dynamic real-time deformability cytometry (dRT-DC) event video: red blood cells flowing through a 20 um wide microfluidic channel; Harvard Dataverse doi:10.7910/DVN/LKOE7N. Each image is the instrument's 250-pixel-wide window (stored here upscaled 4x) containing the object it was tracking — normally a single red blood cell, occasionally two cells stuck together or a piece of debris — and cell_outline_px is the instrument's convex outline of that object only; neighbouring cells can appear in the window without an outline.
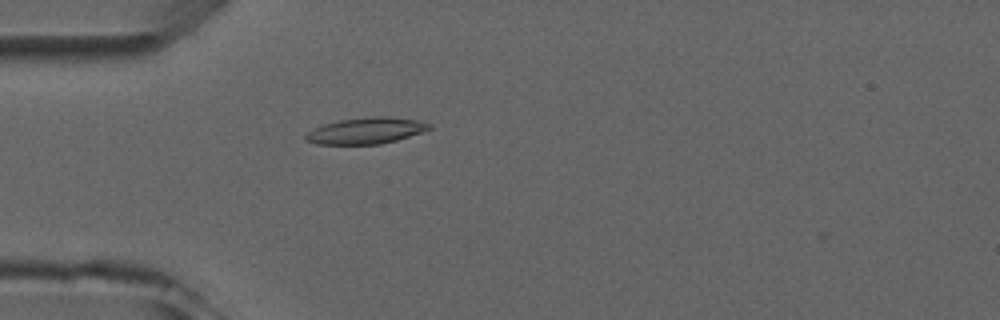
{"species": "common noctule bat (a hibernating species)", "species_latin": "Nyctalus noctula", "temperature_condition": "room temperature", "stored_images_in_passage": 5, "camera_frame_rate_fps": 3000, "um_per_image_px": 0.085, "animal": {"sex": "male", "forearm_length_mm": 52.5}, "frame": {"image": 1, "passage_image": 4, "time_ms": 3.667, "image_size_px": [1000, 320], "cell_outline_px": [[432, 128], [396, 140], [380, 144], [316, 144], [304, 140], [304, 136], [312, 128], [324, 124], [340, 120], [372, 116], [388, 116], [416, 120], [432, 124]], "centroid_in_image_um": [31.07, 11.11], "position_along_channel_um": 53.9, "area_um2": 18.84}}